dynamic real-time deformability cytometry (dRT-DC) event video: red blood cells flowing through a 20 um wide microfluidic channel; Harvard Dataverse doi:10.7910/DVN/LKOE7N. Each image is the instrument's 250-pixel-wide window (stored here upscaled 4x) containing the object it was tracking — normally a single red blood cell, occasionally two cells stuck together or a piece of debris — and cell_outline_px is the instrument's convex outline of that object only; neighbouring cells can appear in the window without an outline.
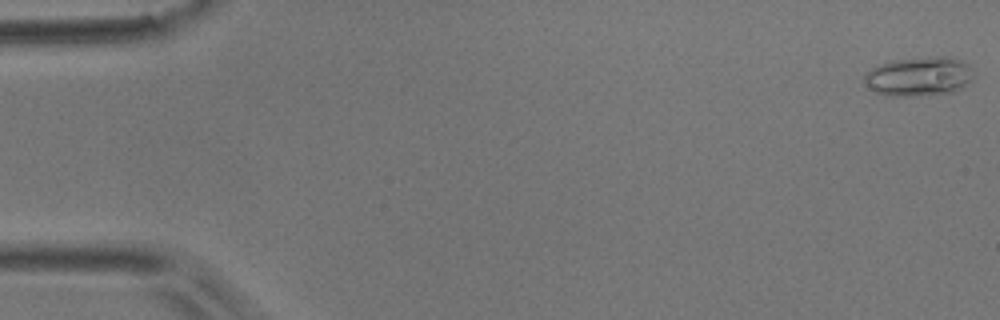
{"species": "common noctule bat (a hibernating species)", "species_latin": "Nyctalus noctula", "temperature_condition": "room temperature", "stored_images_in_passage": 53, "camera_frame_rate_fps": 3000, "um_per_image_px": 0.085, "animal": {"sex": "male", "body_mass_g": 17.9}, "frame": {"image": 1, "passage_image": 1, "time_ms": 0.0, "image_size_px": [1000, 320], "cell_outline_px": [[976, 76], [972, 80], [960, 88], [952, 92], [916, 96], [884, 96], [876, 92], [864, 84], [864, 76], [872, 68], [888, 60], [936, 56], [952, 56], [968, 64], [972, 68]], "centroid_in_image_um": [78.13, 6.49], "position_along_channel_um": 6.9, "area_um2": 25.37}}
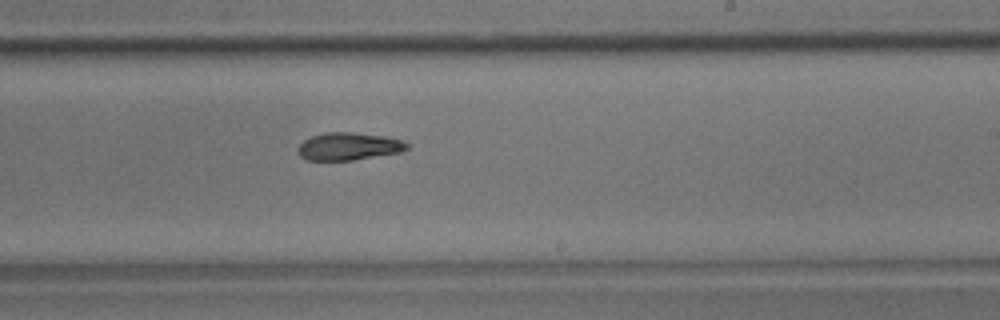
{"frame": {"image": 2, "passage_image": 32, "time_ms": 10.333, "image_size_px": [1000, 320], "cell_outline_px": [[408, 148], [400, 152], [352, 160], [304, 160], [300, 156], [300, 144], [304, 140], [312, 136], [324, 132], [352, 132], [384, 136], [400, 140], [408, 144]], "centroid_in_image_um": [29.62, 12.44], "position_along_channel_um": 259.4, "area_um2": 17.28}}
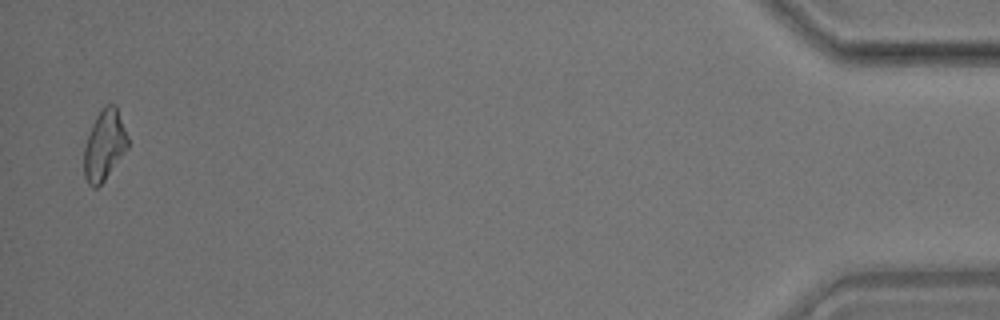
{"frame": {"image": 3, "passage_image": 52, "time_ms": 17.0, "image_size_px": [1000, 320], "cell_outline_px": [[128, 148], [104, 180], [96, 188], [92, 188], [88, 184], [84, 176], [84, 148], [92, 124], [96, 116], [104, 104], [116, 104], [128, 136]], "centroid_in_image_um": [8.87, 12.32], "position_along_channel_um": 426.3, "area_um2": 17.98}, "authors_computed_cell_mechanics": {"area_um2": 18.2648, "velocity_mm_per_s": 3.8023, "shape_relaxation_time_tau1_ms": 7.8376, "shape_relaxation_time_tau2_ms": 9.1068, "deformation_change_tau1": 0.1839, "deformation_change_tau2": 0.1681}}